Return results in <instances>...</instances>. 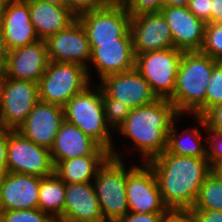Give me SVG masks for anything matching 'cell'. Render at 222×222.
<instances>
[{
	"label": "cell",
	"mask_w": 222,
	"mask_h": 222,
	"mask_svg": "<svg viewBox=\"0 0 222 222\" xmlns=\"http://www.w3.org/2000/svg\"><path fill=\"white\" fill-rule=\"evenodd\" d=\"M147 164L153 169L169 210H190L201 185L212 172L207 158L179 156L166 150Z\"/></svg>",
	"instance_id": "1"
},
{
	"label": "cell",
	"mask_w": 222,
	"mask_h": 222,
	"mask_svg": "<svg viewBox=\"0 0 222 222\" xmlns=\"http://www.w3.org/2000/svg\"><path fill=\"white\" fill-rule=\"evenodd\" d=\"M180 116L168 99H157L153 103L131 109L124 123L114 134L132 142L143 163L162 154L167 148V138L174 121Z\"/></svg>",
	"instance_id": "2"
},
{
	"label": "cell",
	"mask_w": 222,
	"mask_h": 222,
	"mask_svg": "<svg viewBox=\"0 0 222 222\" xmlns=\"http://www.w3.org/2000/svg\"><path fill=\"white\" fill-rule=\"evenodd\" d=\"M218 62L200 51L183 52L170 100L181 116L202 117L205 114L207 86Z\"/></svg>",
	"instance_id": "3"
},
{
	"label": "cell",
	"mask_w": 222,
	"mask_h": 222,
	"mask_svg": "<svg viewBox=\"0 0 222 222\" xmlns=\"http://www.w3.org/2000/svg\"><path fill=\"white\" fill-rule=\"evenodd\" d=\"M63 109L65 121L76 125L83 133L108 150L112 157L123 159L121 152H118L114 146V137L111 134L113 131L106 123L102 89L98 84H91L81 93L74 95Z\"/></svg>",
	"instance_id": "4"
},
{
	"label": "cell",
	"mask_w": 222,
	"mask_h": 222,
	"mask_svg": "<svg viewBox=\"0 0 222 222\" xmlns=\"http://www.w3.org/2000/svg\"><path fill=\"white\" fill-rule=\"evenodd\" d=\"M126 166L123 159L110 156L99 168L92 180L94 182H91L99 197L101 213L106 222H114L129 212L126 179L137 165Z\"/></svg>",
	"instance_id": "5"
},
{
	"label": "cell",
	"mask_w": 222,
	"mask_h": 222,
	"mask_svg": "<svg viewBox=\"0 0 222 222\" xmlns=\"http://www.w3.org/2000/svg\"><path fill=\"white\" fill-rule=\"evenodd\" d=\"M91 82L87 68L67 62L49 61L38 82L39 101L64 106L74 95L81 93Z\"/></svg>",
	"instance_id": "6"
},
{
	"label": "cell",
	"mask_w": 222,
	"mask_h": 222,
	"mask_svg": "<svg viewBox=\"0 0 222 222\" xmlns=\"http://www.w3.org/2000/svg\"><path fill=\"white\" fill-rule=\"evenodd\" d=\"M183 51L174 47L135 55V69L158 99H172Z\"/></svg>",
	"instance_id": "7"
},
{
	"label": "cell",
	"mask_w": 222,
	"mask_h": 222,
	"mask_svg": "<svg viewBox=\"0 0 222 222\" xmlns=\"http://www.w3.org/2000/svg\"><path fill=\"white\" fill-rule=\"evenodd\" d=\"M38 101V83L4 77L0 93V129L17 130Z\"/></svg>",
	"instance_id": "8"
},
{
	"label": "cell",
	"mask_w": 222,
	"mask_h": 222,
	"mask_svg": "<svg viewBox=\"0 0 222 222\" xmlns=\"http://www.w3.org/2000/svg\"><path fill=\"white\" fill-rule=\"evenodd\" d=\"M7 172L39 177L54 174L50 149L33 143L17 130H8Z\"/></svg>",
	"instance_id": "9"
},
{
	"label": "cell",
	"mask_w": 222,
	"mask_h": 222,
	"mask_svg": "<svg viewBox=\"0 0 222 222\" xmlns=\"http://www.w3.org/2000/svg\"><path fill=\"white\" fill-rule=\"evenodd\" d=\"M84 27L90 49L98 43L117 42L129 30L131 15L124 6H108L106 8L86 12L77 17Z\"/></svg>",
	"instance_id": "10"
},
{
	"label": "cell",
	"mask_w": 222,
	"mask_h": 222,
	"mask_svg": "<svg viewBox=\"0 0 222 222\" xmlns=\"http://www.w3.org/2000/svg\"><path fill=\"white\" fill-rule=\"evenodd\" d=\"M127 175L126 197L129 212L166 213L169 209L163 202L153 169L141 162Z\"/></svg>",
	"instance_id": "11"
},
{
	"label": "cell",
	"mask_w": 222,
	"mask_h": 222,
	"mask_svg": "<svg viewBox=\"0 0 222 222\" xmlns=\"http://www.w3.org/2000/svg\"><path fill=\"white\" fill-rule=\"evenodd\" d=\"M135 60L132 35L129 30L123 37L117 38V42L98 43V46L91 50L87 67L89 78L92 79L91 67L96 69L97 77L101 81L109 75L134 69Z\"/></svg>",
	"instance_id": "12"
},
{
	"label": "cell",
	"mask_w": 222,
	"mask_h": 222,
	"mask_svg": "<svg viewBox=\"0 0 222 222\" xmlns=\"http://www.w3.org/2000/svg\"><path fill=\"white\" fill-rule=\"evenodd\" d=\"M130 31L135 55L173 47L170 27L161 12L131 16Z\"/></svg>",
	"instance_id": "13"
},
{
	"label": "cell",
	"mask_w": 222,
	"mask_h": 222,
	"mask_svg": "<svg viewBox=\"0 0 222 222\" xmlns=\"http://www.w3.org/2000/svg\"><path fill=\"white\" fill-rule=\"evenodd\" d=\"M49 61L75 63L88 67L91 56L88 37L76 19L66 29L45 40Z\"/></svg>",
	"instance_id": "14"
},
{
	"label": "cell",
	"mask_w": 222,
	"mask_h": 222,
	"mask_svg": "<svg viewBox=\"0 0 222 222\" xmlns=\"http://www.w3.org/2000/svg\"><path fill=\"white\" fill-rule=\"evenodd\" d=\"M98 85L108 97L122 101L131 109L149 105L158 99L149 83L135 68L109 75Z\"/></svg>",
	"instance_id": "15"
},
{
	"label": "cell",
	"mask_w": 222,
	"mask_h": 222,
	"mask_svg": "<svg viewBox=\"0 0 222 222\" xmlns=\"http://www.w3.org/2000/svg\"><path fill=\"white\" fill-rule=\"evenodd\" d=\"M173 37V47L183 52L200 51L206 23L198 19L187 6H167L160 10Z\"/></svg>",
	"instance_id": "16"
},
{
	"label": "cell",
	"mask_w": 222,
	"mask_h": 222,
	"mask_svg": "<svg viewBox=\"0 0 222 222\" xmlns=\"http://www.w3.org/2000/svg\"><path fill=\"white\" fill-rule=\"evenodd\" d=\"M49 63L47 45L37 40L24 47L8 51L5 65V77L38 83Z\"/></svg>",
	"instance_id": "17"
},
{
	"label": "cell",
	"mask_w": 222,
	"mask_h": 222,
	"mask_svg": "<svg viewBox=\"0 0 222 222\" xmlns=\"http://www.w3.org/2000/svg\"><path fill=\"white\" fill-rule=\"evenodd\" d=\"M64 121L62 106L38 101L17 131L33 143L50 149Z\"/></svg>",
	"instance_id": "18"
},
{
	"label": "cell",
	"mask_w": 222,
	"mask_h": 222,
	"mask_svg": "<svg viewBox=\"0 0 222 222\" xmlns=\"http://www.w3.org/2000/svg\"><path fill=\"white\" fill-rule=\"evenodd\" d=\"M0 26L8 51L39 40L30 20L29 0H5Z\"/></svg>",
	"instance_id": "19"
},
{
	"label": "cell",
	"mask_w": 222,
	"mask_h": 222,
	"mask_svg": "<svg viewBox=\"0 0 222 222\" xmlns=\"http://www.w3.org/2000/svg\"><path fill=\"white\" fill-rule=\"evenodd\" d=\"M41 178L7 172L0 179V211L38 208Z\"/></svg>",
	"instance_id": "20"
},
{
	"label": "cell",
	"mask_w": 222,
	"mask_h": 222,
	"mask_svg": "<svg viewBox=\"0 0 222 222\" xmlns=\"http://www.w3.org/2000/svg\"><path fill=\"white\" fill-rule=\"evenodd\" d=\"M50 152L54 164L87 155H110L108 150L67 121L59 128Z\"/></svg>",
	"instance_id": "21"
},
{
	"label": "cell",
	"mask_w": 222,
	"mask_h": 222,
	"mask_svg": "<svg viewBox=\"0 0 222 222\" xmlns=\"http://www.w3.org/2000/svg\"><path fill=\"white\" fill-rule=\"evenodd\" d=\"M59 218L83 222H106L102 216L99 197L91 182L65 183L64 210Z\"/></svg>",
	"instance_id": "22"
},
{
	"label": "cell",
	"mask_w": 222,
	"mask_h": 222,
	"mask_svg": "<svg viewBox=\"0 0 222 222\" xmlns=\"http://www.w3.org/2000/svg\"><path fill=\"white\" fill-rule=\"evenodd\" d=\"M30 20L39 40L66 29L77 17L67 6H58L40 0H29Z\"/></svg>",
	"instance_id": "23"
},
{
	"label": "cell",
	"mask_w": 222,
	"mask_h": 222,
	"mask_svg": "<svg viewBox=\"0 0 222 222\" xmlns=\"http://www.w3.org/2000/svg\"><path fill=\"white\" fill-rule=\"evenodd\" d=\"M111 155H87L54 164V173L65 183L92 182Z\"/></svg>",
	"instance_id": "24"
},
{
	"label": "cell",
	"mask_w": 222,
	"mask_h": 222,
	"mask_svg": "<svg viewBox=\"0 0 222 222\" xmlns=\"http://www.w3.org/2000/svg\"><path fill=\"white\" fill-rule=\"evenodd\" d=\"M180 118L181 115L170 128L166 151L179 156L207 158V140H205L207 136H202L201 130L196 127H190V129L179 132L176 123L181 120ZM203 138L204 140H202Z\"/></svg>",
	"instance_id": "25"
},
{
	"label": "cell",
	"mask_w": 222,
	"mask_h": 222,
	"mask_svg": "<svg viewBox=\"0 0 222 222\" xmlns=\"http://www.w3.org/2000/svg\"><path fill=\"white\" fill-rule=\"evenodd\" d=\"M65 182L55 173L42 177L39 188L38 208L57 220L63 213Z\"/></svg>",
	"instance_id": "26"
},
{
	"label": "cell",
	"mask_w": 222,
	"mask_h": 222,
	"mask_svg": "<svg viewBox=\"0 0 222 222\" xmlns=\"http://www.w3.org/2000/svg\"><path fill=\"white\" fill-rule=\"evenodd\" d=\"M191 209L222 211V180L215 173L206 177Z\"/></svg>",
	"instance_id": "27"
},
{
	"label": "cell",
	"mask_w": 222,
	"mask_h": 222,
	"mask_svg": "<svg viewBox=\"0 0 222 222\" xmlns=\"http://www.w3.org/2000/svg\"><path fill=\"white\" fill-rule=\"evenodd\" d=\"M102 103L106 123L112 131L116 132V130H118V128L126 120V117L129 115L131 108L124 104L122 101L108 97L103 91Z\"/></svg>",
	"instance_id": "28"
},
{
	"label": "cell",
	"mask_w": 222,
	"mask_h": 222,
	"mask_svg": "<svg viewBox=\"0 0 222 222\" xmlns=\"http://www.w3.org/2000/svg\"><path fill=\"white\" fill-rule=\"evenodd\" d=\"M200 52L222 61V23H207Z\"/></svg>",
	"instance_id": "29"
},
{
	"label": "cell",
	"mask_w": 222,
	"mask_h": 222,
	"mask_svg": "<svg viewBox=\"0 0 222 222\" xmlns=\"http://www.w3.org/2000/svg\"><path fill=\"white\" fill-rule=\"evenodd\" d=\"M0 222H56L48 213L39 208L0 211Z\"/></svg>",
	"instance_id": "30"
},
{
	"label": "cell",
	"mask_w": 222,
	"mask_h": 222,
	"mask_svg": "<svg viewBox=\"0 0 222 222\" xmlns=\"http://www.w3.org/2000/svg\"><path fill=\"white\" fill-rule=\"evenodd\" d=\"M197 127L203 129L207 136V159L211 167L222 160V132L206 130L205 120L202 117L194 116Z\"/></svg>",
	"instance_id": "31"
},
{
	"label": "cell",
	"mask_w": 222,
	"mask_h": 222,
	"mask_svg": "<svg viewBox=\"0 0 222 222\" xmlns=\"http://www.w3.org/2000/svg\"><path fill=\"white\" fill-rule=\"evenodd\" d=\"M219 104H222V61H219L212 70L205 95V113Z\"/></svg>",
	"instance_id": "32"
},
{
	"label": "cell",
	"mask_w": 222,
	"mask_h": 222,
	"mask_svg": "<svg viewBox=\"0 0 222 222\" xmlns=\"http://www.w3.org/2000/svg\"><path fill=\"white\" fill-rule=\"evenodd\" d=\"M164 6V0H128L124 8L131 15L145 12H160Z\"/></svg>",
	"instance_id": "33"
},
{
	"label": "cell",
	"mask_w": 222,
	"mask_h": 222,
	"mask_svg": "<svg viewBox=\"0 0 222 222\" xmlns=\"http://www.w3.org/2000/svg\"><path fill=\"white\" fill-rule=\"evenodd\" d=\"M110 6L105 0H67V7L76 16Z\"/></svg>",
	"instance_id": "34"
},
{
	"label": "cell",
	"mask_w": 222,
	"mask_h": 222,
	"mask_svg": "<svg viewBox=\"0 0 222 222\" xmlns=\"http://www.w3.org/2000/svg\"><path fill=\"white\" fill-rule=\"evenodd\" d=\"M202 118L205 120L206 130L222 132V104L210 108Z\"/></svg>",
	"instance_id": "35"
},
{
	"label": "cell",
	"mask_w": 222,
	"mask_h": 222,
	"mask_svg": "<svg viewBox=\"0 0 222 222\" xmlns=\"http://www.w3.org/2000/svg\"><path fill=\"white\" fill-rule=\"evenodd\" d=\"M187 7L198 19L210 23L211 0H189Z\"/></svg>",
	"instance_id": "36"
},
{
	"label": "cell",
	"mask_w": 222,
	"mask_h": 222,
	"mask_svg": "<svg viewBox=\"0 0 222 222\" xmlns=\"http://www.w3.org/2000/svg\"><path fill=\"white\" fill-rule=\"evenodd\" d=\"M165 213H134L128 212L114 222H161Z\"/></svg>",
	"instance_id": "37"
},
{
	"label": "cell",
	"mask_w": 222,
	"mask_h": 222,
	"mask_svg": "<svg viewBox=\"0 0 222 222\" xmlns=\"http://www.w3.org/2000/svg\"><path fill=\"white\" fill-rule=\"evenodd\" d=\"M194 222H222V211L190 209Z\"/></svg>",
	"instance_id": "38"
},
{
	"label": "cell",
	"mask_w": 222,
	"mask_h": 222,
	"mask_svg": "<svg viewBox=\"0 0 222 222\" xmlns=\"http://www.w3.org/2000/svg\"><path fill=\"white\" fill-rule=\"evenodd\" d=\"M8 130L0 129V179L7 173Z\"/></svg>",
	"instance_id": "39"
},
{
	"label": "cell",
	"mask_w": 222,
	"mask_h": 222,
	"mask_svg": "<svg viewBox=\"0 0 222 222\" xmlns=\"http://www.w3.org/2000/svg\"><path fill=\"white\" fill-rule=\"evenodd\" d=\"M161 222H194L190 210H168Z\"/></svg>",
	"instance_id": "40"
},
{
	"label": "cell",
	"mask_w": 222,
	"mask_h": 222,
	"mask_svg": "<svg viewBox=\"0 0 222 222\" xmlns=\"http://www.w3.org/2000/svg\"><path fill=\"white\" fill-rule=\"evenodd\" d=\"M210 23H222V0H211Z\"/></svg>",
	"instance_id": "41"
},
{
	"label": "cell",
	"mask_w": 222,
	"mask_h": 222,
	"mask_svg": "<svg viewBox=\"0 0 222 222\" xmlns=\"http://www.w3.org/2000/svg\"><path fill=\"white\" fill-rule=\"evenodd\" d=\"M7 55H8V49L5 44L2 28L0 26V67H3L5 65Z\"/></svg>",
	"instance_id": "42"
},
{
	"label": "cell",
	"mask_w": 222,
	"mask_h": 222,
	"mask_svg": "<svg viewBox=\"0 0 222 222\" xmlns=\"http://www.w3.org/2000/svg\"><path fill=\"white\" fill-rule=\"evenodd\" d=\"M189 0H164V5L167 6H188Z\"/></svg>",
	"instance_id": "43"
},
{
	"label": "cell",
	"mask_w": 222,
	"mask_h": 222,
	"mask_svg": "<svg viewBox=\"0 0 222 222\" xmlns=\"http://www.w3.org/2000/svg\"><path fill=\"white\" fill-rule=\"evenodd\" d=\"M212 172L222 180V160L212 167Z\"/></svg>",
	"instance_id": "44"
},
{
	"label": "cell",
	"mask_w": 222,
	"mask_h": 222,
	"mask_svg": "<svg viewBox=\"0 0 222 222\" xmlns=\"http://www.w3.org/2000/svg\"><path fill=\"white\" fill-rule=\"evenodd\" d=\"M40 1L50 3L52 5L67 6V0H40Z\"/></svg>",
	"instance_id": "45"
},
{
	"label": "cell",
	"mask_w": 222,
	"mask_h": 222,
	"mask_svg": "<svg viewBox=\"0 0 222 222\" xmlns=\"http://www.w3.org/2000/svg\"><path fill=\"white\" fill-rule=\"evenodd\" d=\"M105 1L112 6H124L128 0H105Z\"/></svg>",
	"instance_id": "46"
},
{
	"label": "cell",
	"mask_w": 222,
	"mask_h": 222,
	"mask_svg": "<svg viewBox=\"0 0 222 222\" xmlns=\"http://www.w3.org/2000/svg\"><path fill=\"white\" fill-rule=\"evenodd\" d=\"M5 77V71L3 67H0V93H1V88H2V83Z\"/></svg>",
	"instance_id": "47"
},
{
	"label": "cell",
	"mask_w": 222,
	"mask_h": 222,
	"mask_svg": "<svg viewBox=\"0 0 222 222\" xmlns=\"http://www.w3.org/2000/svg\"><path fill=\"white\" fill-rule=\"evenodd\" d=\"M56 222H83V221L71 220V219H68V218H58L56 220Z\"/></svg>",
	"instance_id": "48"
},
{
	"label": "cell",
	"mask_w": 222,
	"mask_h": 222,
	"mask_svg": "<svg viewBox=\"0 0 222 222\" xmlns=\"http://www.w3.org/2000/svg\"><path fill=\"white\" fill-rule=\"evenodd\" d=\"M3 4H4V0H0V21H1V13H2Z\"/></svg>",
	"instance_id": "49"
}]
</instances>
